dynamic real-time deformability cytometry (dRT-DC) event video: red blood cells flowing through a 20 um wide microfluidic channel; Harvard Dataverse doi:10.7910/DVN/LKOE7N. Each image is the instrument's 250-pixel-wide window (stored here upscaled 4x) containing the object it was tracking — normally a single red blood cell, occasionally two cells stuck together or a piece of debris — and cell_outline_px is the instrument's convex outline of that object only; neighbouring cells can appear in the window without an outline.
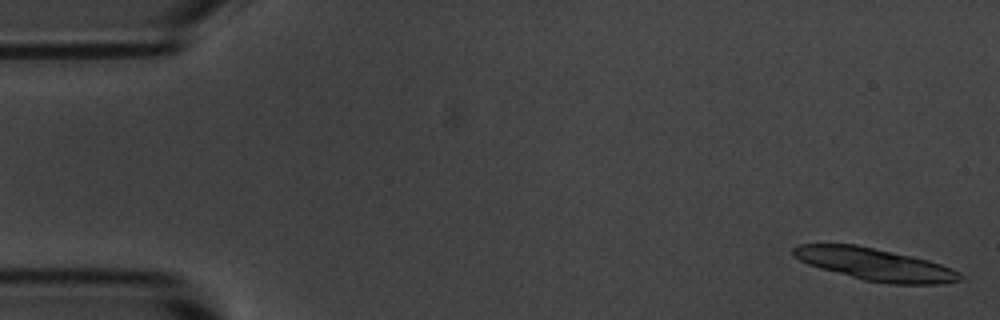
{"species": "common noctule bat (a hibernating species)", "species_latin": "Nyctalus noctula", "temperature_condition": "room temperature", "stored_images_in_passage": 5, "camera_frame_rate_fps": 3000, "um_per_image_px": 0.085, "animal": {"sex": "male", "body_mass_g": 20.1, "forearm_length_mm": 53.5}, "frame": {"image": 1, "passage_image": 1, "time_ms": 0.0, "image_size_px": [1000, 320], "cell_outline_px": [[960, 280], [940, 284], [892, 284], [864, 280], [820, 268], [808, 264], [792, 256], [792, 248], [800, 244], [856, 244], [912, 256], [928, 260], [952, 268], [960, 272]], "centroid_in_image_um": [74.35, 22.46], "position_along_channel_um": 10.6, "area_um2": 31.21}}
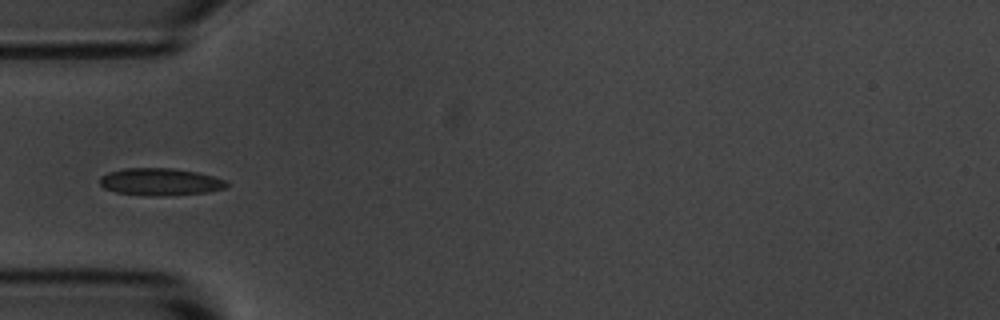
{"frame": {"image": 2, "passage_image": 5, "time_ms": 5.333, "image_size_px": [1000, 320], "cell_outline_px": [[228, 184], [224, 188], [208, 192], [164, 196], [148, 196], [116, 192], [104, 188], [100, 184], [100, 176], [108, 172], [124, 168], [172, 168], [196, 172], [212, 176], [224, 180]], "centroid_in_image_um": [13.58, 15.46], "position_along_channel_um": 71.4, "area_um2": 20.11}}